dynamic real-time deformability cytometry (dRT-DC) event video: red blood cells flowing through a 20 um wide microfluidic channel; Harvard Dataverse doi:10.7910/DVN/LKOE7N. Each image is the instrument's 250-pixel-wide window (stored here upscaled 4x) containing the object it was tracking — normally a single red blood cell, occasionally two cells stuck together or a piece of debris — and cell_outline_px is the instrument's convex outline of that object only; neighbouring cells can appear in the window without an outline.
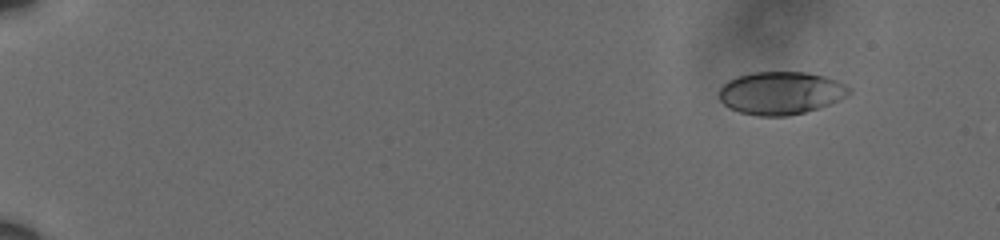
{"species": "human", "species_latin": "Homo sapiens", "temperature_condition": "cold", "stored_images_in_passage": 33, "camera_frame_rate_fps": 3000, "um_per_image_px": 0.085, "donor": {"sex": "male"}, "frame": {"image": 1, "passage_image": 3, "time_ms": 0.667, "image_size_px": [1000, 240], "cell_outline_px": [[852, 92], [840, 100], [832, 104], [820, 108], [788, 116], [756, 116], [740, 112], [728, 108], [720, 100], [720, 88], [728, 80], [736, 76], [752, 72], [808, 72], [824, 76], [836, 80], [852, 88]], "centroid_in_image_um": [66.39, 7.91], "position_along_channel_um": 18.6, "area_um2": 32.77}}
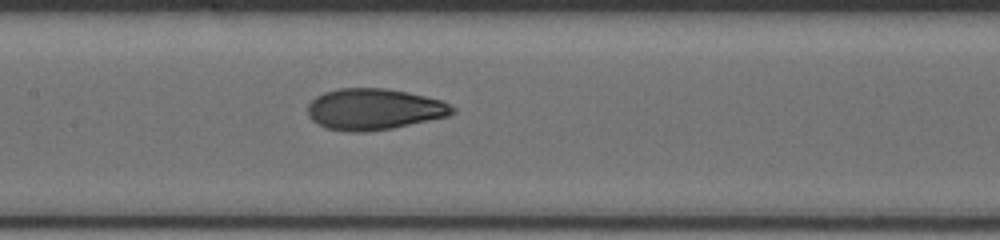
{"frame": {"image": 2, "passage_image": 15, "time_ms": 4.667, "image_size_px": [1000, 240], "cell_outline_px": [[456, 112], [448, 116], [392, 128], [364, 132], [348, 132], [328, 128], [316, 124], [308, 116], [308, 104], [316, 96], [324, 92], [340, 88], [384, 88], [408, 92], [444, 100], [456, 108]], "centroid_in_image_um": [31.81, 9.28], "position_along_channel_um": 175.6, "area_um2": 34.97}}
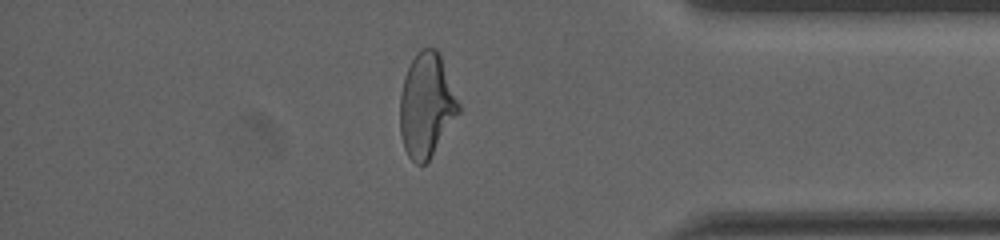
{"frame": {"image": 3, "passage_image": 29, "time_ms": 9.333, "image_size_px": [1000, 240], "cell_outline_px": [[460, 112], [428, 160], [424, 164], [416, 164], [408, 156], [404, 148], [400, 132], [400, 96], [404, 76], [416, 52], [424, 48], [436, 48], [440, 52], [460, 104]], "centroid_in_image_um": [36.25, 8.92], "position_along_channel_um": 398.9, "area_um2": 35.49}}